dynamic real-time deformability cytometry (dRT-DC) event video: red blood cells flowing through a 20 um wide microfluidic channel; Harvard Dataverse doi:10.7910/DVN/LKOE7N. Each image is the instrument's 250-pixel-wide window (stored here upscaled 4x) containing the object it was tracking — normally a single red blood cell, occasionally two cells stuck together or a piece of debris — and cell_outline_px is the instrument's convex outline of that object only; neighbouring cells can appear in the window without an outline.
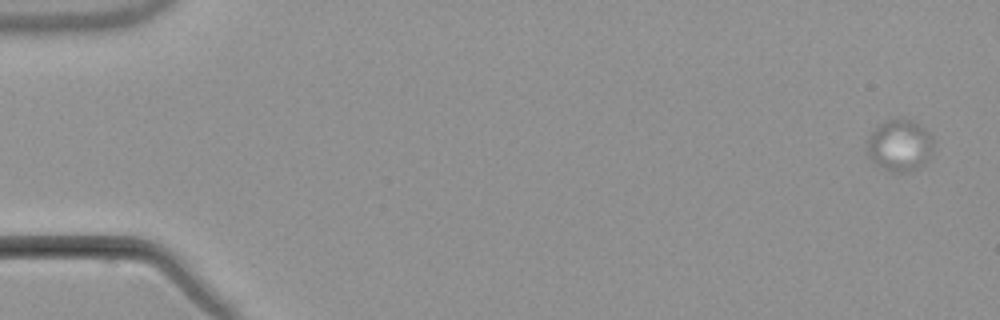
{"species": "common noctule bat (a hibernating species)", "species_latin": "Nyctalus noctula", "temperature_condition": "warm", "stored_images_in_passage": 6, "camera_frame_rate_fps": 3000, "um_per_image_px": 0.085, "animal": {"sex": "male", "body_mass_g": 21.5, "forearm_length_mm": 52.0}, "frame": {"image": 1, "passage_image": 1, "time_ms": 0.0, "image_size_px": [1000, 320], "cell_outline_px": [[932, 148], [924, 164], [908, 172], [892, 172], [876, 164], [868, 156], [868, 140], [872, 132], [880, 124], [888, 120], [912, 120], [928, 132], [932, 136]], "centroid_in_image_um": [76.47, 12.38], "position_along_channel_um": 8.5, "area_um2": 19.36}}